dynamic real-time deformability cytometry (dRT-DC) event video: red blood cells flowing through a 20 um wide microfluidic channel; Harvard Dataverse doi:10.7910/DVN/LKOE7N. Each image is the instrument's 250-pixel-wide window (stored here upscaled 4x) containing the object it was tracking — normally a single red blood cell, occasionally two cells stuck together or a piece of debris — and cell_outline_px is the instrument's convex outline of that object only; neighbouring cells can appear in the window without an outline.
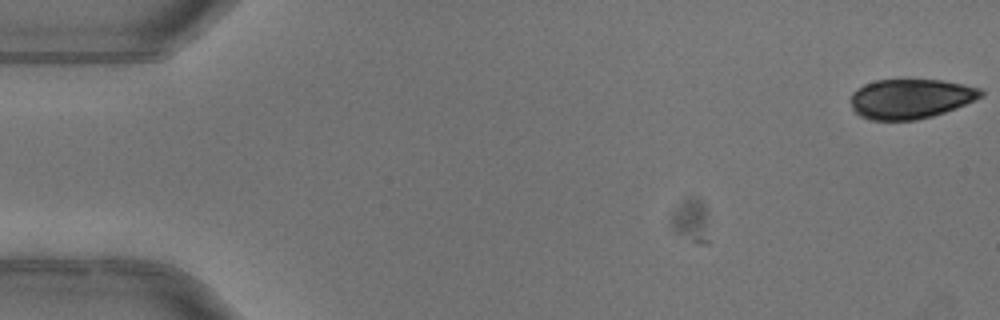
{"species": "common noctule bat (a hibernating species)", "species_latin": "Nyctalus noctula", "temperature_condition": "warm", "stored_images_in_passage": 3, "camera_frame_rate_fps": 3000, "um_per_image_px": 0.085, "animal": {"sex": "female"}, "frame": {"image": 1, "passage_image": 1, "time_ms": 0.0, "image_size_px": [1000, 320], "cell_outline_px": [[984, 96], [976, 100], [956, 108], [932, 116], [916, 120], [872, 120], [860, 116], [852, 108], [852, 92], [856, 88], [864, 84], [876, 80], [944, 80], [964, 84], [980, 88], [984, 92]], "centroid_in_image_um": [77.43, 8.39], "position_along_channel_um": 7.6, "area_um2": 30.23}}